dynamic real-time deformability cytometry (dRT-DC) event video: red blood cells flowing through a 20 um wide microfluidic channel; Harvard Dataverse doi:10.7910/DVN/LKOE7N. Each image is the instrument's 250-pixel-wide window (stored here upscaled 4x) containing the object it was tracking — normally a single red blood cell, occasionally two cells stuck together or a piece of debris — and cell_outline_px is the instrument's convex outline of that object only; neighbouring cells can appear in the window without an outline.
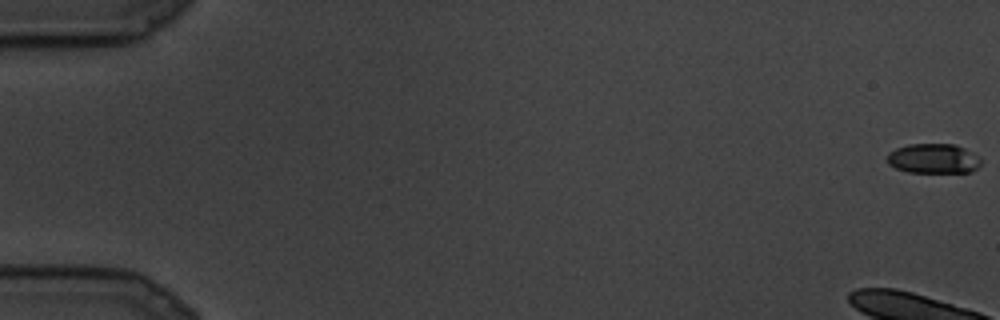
{"species": "common noctule bat (a hibernating species)", "species_latin": "Nyctalus noctula", "temperature_condition": "cold", "stored_images_in_passage": 29, "camera_frame_rate_fps": 3000, "um_per_image_px": 0.085, "animal": {"sex": "male", "body_mass_g": 19.5, "forearm_length_mm": 54.6}, "frame": {"image": 1, "passage_image": 1, "time_ms": 0.0, "image_size_px": [1000, 320], "cell_outline_px": [[980, 164], [972, 172], [908, 172], [896, 168], [888, 164], [888, 152], [896, 148], [908, 144], [956, 144], [980, 156]], "centroid_in_image_um": [79.35, 13.47], "position_along_channel_um": 5.7, "area_um2": 16.3}}